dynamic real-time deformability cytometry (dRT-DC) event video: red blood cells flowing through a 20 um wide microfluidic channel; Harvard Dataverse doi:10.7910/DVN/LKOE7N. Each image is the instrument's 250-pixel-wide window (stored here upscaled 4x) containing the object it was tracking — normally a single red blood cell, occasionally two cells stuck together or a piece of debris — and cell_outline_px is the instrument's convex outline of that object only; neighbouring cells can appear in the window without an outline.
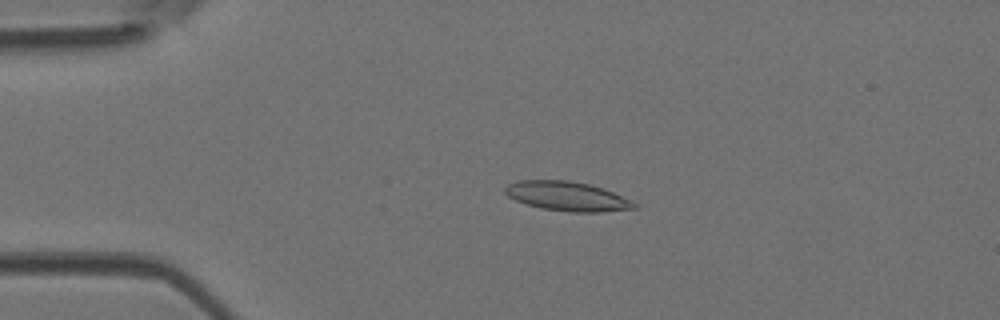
{"species": "Egyptian fruit bat (a non-hibernating species)", "species_latin": "Rousettus aegyptiacus", "temperature_condition": "room temperature", "stored_images_in_passage": 41, "camera_frame_rate_fps": 3000, "um_per_image_px": 0.085, "animal": {"sex": "female"}, "frame": {"image": 1, "passage_image": 2, "time_ms": 0.333, "image_size_px": [1000, 320], "cell_outline_px": [[640, 208], [600, 212], [568, 212], [540, 208], [524, 204], [508, 196], [504, 192], [504, 188], [508, 184], [516, 180], [568, 180], [588, 184], [604, 188], [632, 200], [640, 204]], "centroid_in_image_um": [48.24, 16.69], "position_along_channel_um": 36.8, "area_um2": 22.48}}
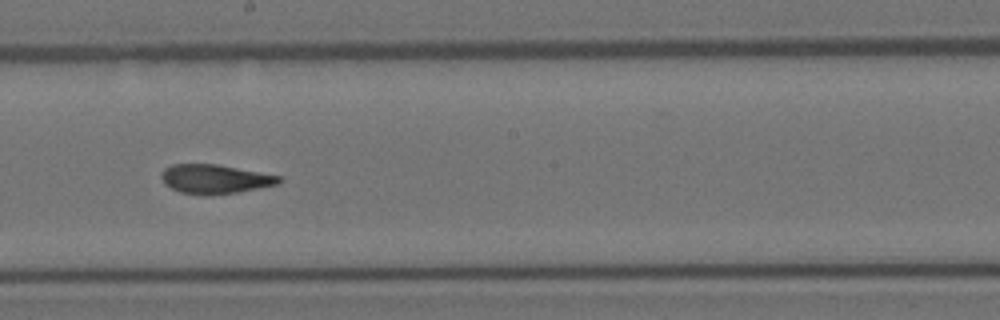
{"frame": {"image": 2, "passage_image": 19, "time_ms": 6.0, "image_size_px": [1000, 320], "cell_outline_px": [[284, 180], [276, 184], [236, 192], [208, 196], [204, 196], [180, 192], [164, 184], [160, 176], [164, 168], [172, 164], [216, 164], [280, 176]], "centroid_in_image_um": [18.21, 15.22], "position_along_channel_um": 230.0, "area_um2": 19.88}}
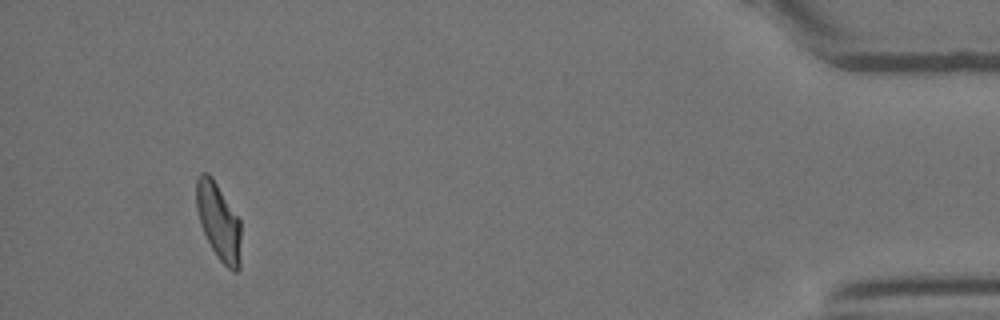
{"frame": {"image": 3, "passage_image": 38, "time_ms": 12.333, "image_size_px": [1000, 320], "cell_outline_px": [[240, 268], [236, 272], [232, 272], [216, 256], [200, 224], [196, 208], [196, 180], [200, 172], [208, 172], [212, 176], [240, 220]], "centroid_in_image_um": [18.57, 18.81], "position_along_channel_um": 416.6, "area_um2": 20.06}, "authors_computed_cell_mechanics": {"area_um2": 20.4034, "velocity_mm_per_s": 4.0526, "shape_relaxation_time_tau1_ms": 11.1054, "shape_relaxation_time_tau2_ms": 1.1934, "deformation_change_tau1": 0.2898, "deformation_change_tau2": 0.0794}}